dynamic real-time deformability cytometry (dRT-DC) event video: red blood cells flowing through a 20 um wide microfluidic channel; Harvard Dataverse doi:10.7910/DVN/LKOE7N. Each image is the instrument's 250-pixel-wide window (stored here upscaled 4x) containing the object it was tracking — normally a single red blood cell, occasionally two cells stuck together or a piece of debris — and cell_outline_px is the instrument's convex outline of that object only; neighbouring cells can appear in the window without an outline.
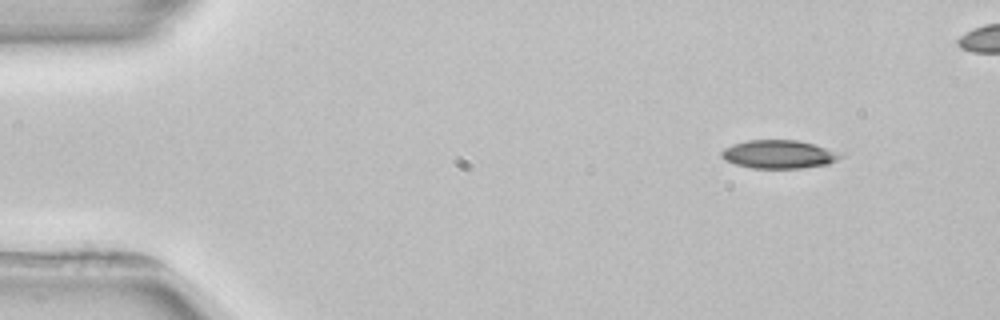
{"species": "common noctule bat (a hibernating species)", "species_latin": "Nyctalus noctula", "temperature_condition": "room temperature", "stored_images_in_passage": 4, "camera_frame_rate_fps": 3000, "um_per_image_px": 0.085, "animal": {"sex": "female", "body_mass_g": 22.7, "forearm_length_mm": 54.2}, "frame": {"image": 1, "passage_image": 1, "time_ms": 0.0, "image_size_px": [1000, 320], "cell_outline_px": [[840, 156], [836, 160], [828, 164], [800, 168], [752, 168], [736, 164], [724, 160], [720, 156], [720, 152], [724, 148], [732, 144], [748, 140], [796, 140], [812, 144], [824, 148]], "centroid_in_image_um": [66.06, 13.12], "position_along_channel_um": 18.9, "area_um2": 19.19}}